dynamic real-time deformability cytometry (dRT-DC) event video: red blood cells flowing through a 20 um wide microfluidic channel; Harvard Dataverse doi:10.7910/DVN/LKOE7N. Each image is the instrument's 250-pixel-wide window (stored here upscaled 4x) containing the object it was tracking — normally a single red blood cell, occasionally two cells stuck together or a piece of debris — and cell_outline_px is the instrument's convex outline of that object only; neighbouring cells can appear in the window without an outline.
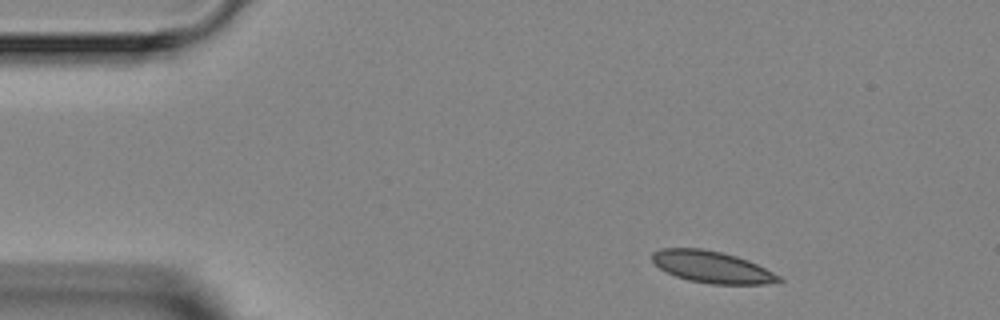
{"species": "Egyptian fruit bat (a non-hibernating species)", "species_latin": "Rousettus aegyptiacus", "temperature_condition": "room temperature", "stored_images_in_passage": 3, "camera_frame_rate_fps": 3000, "um_per_image_px": 0.085, "animal": {"sex": "female"}, "frame": {"image": 1, "passage_image": 1, "time_ms": 0.0, "image_size_px": [1000, 320], "cell_outline_px": [[784, 280], [764, 284], [712, 284], [688, 280], [676, 276], [660, 268], [652, 260], [652, 252], [660, 248], [700, 248], [720, 252], [736, 256], [748, 260], [780, 276]], "centroid_in_image_um": [60.49, 22.69], "position_along_channel_um": 24.5, "area_um2": 23.18}}
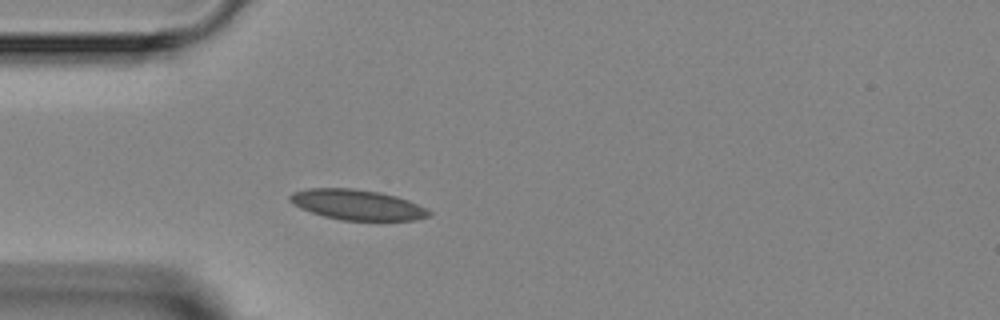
{"frame": {"image": 2, "passage_image": 3, "time_ms": 2.333, "image_size_px": [1000, 320], "cell_outline_px": [[432, 216], [416, 220], [340, 220], [324, 216], [300, 208], [292, 204], [288, 200], [288, 196], [292, 192], [308, 188], [352, 188], [380, 192], [396, 196], [408, 200], [432, 212]], "centroid_in_image_um": [30.34, 17.4], "position_along_channel_um": 54.7, "area_um2": 24.62}}